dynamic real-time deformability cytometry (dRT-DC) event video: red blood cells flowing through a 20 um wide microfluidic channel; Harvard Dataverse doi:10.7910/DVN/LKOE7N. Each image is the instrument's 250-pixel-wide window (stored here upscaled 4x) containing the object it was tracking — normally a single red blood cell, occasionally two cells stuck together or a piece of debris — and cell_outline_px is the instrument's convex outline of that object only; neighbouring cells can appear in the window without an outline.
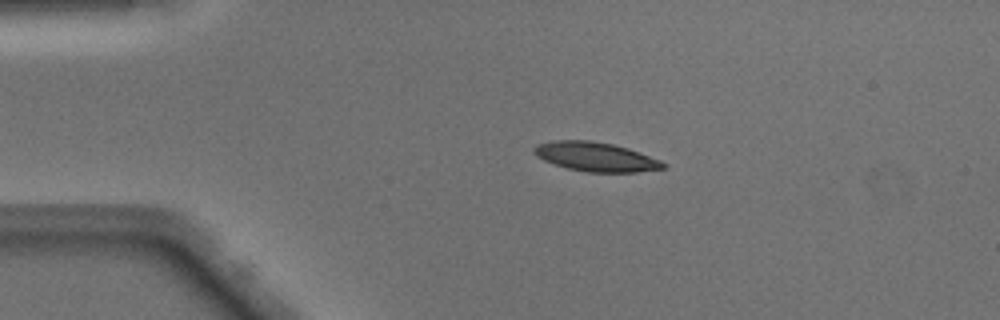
{"species": "Egyptian fruit bat (a non-hibernating species)", "species_latin": "Rousettus aegyptiacus", "temperature_condition": "warm", "stored_images_in_passage": 49, "camera_frame_rate_fps": 3000, "um_per_image_px": 0.085, "animal": {"sex": "male"}, "frame": {"image": 1, "passage_image": 10, "time_ms": 3.0, "image_size_px": [1000, 320], "cell_outline_px": [[668, 164], [664, 168], [636, 172], [588, 172], [568, 168], [544, 160], [536, 156], [532, 152], [532, 148], [536, 144], [556, 140], [592, 140], [612, 144], [628, 148], [660, 160]], "centroid_in_image_um": [50.62, 13.32], "position_along_channel_um": 34.4, "area_um2": 21.91}}
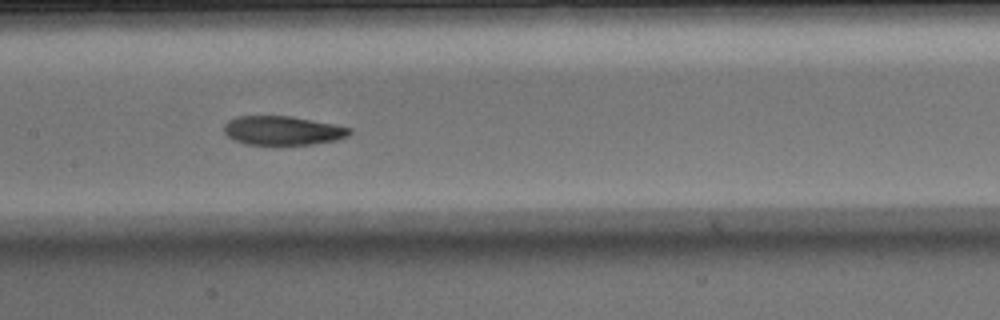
{"frame": {"image": 2, "passage_image": 24, "time_ms": 7.667, "image_size_px": [1000, 320], "cell_outline_px": [[352, 132], [348, 136], [336, 140], [312, 144], [280, 148], [244, 144], [228, 136], [224, 132], [224, 124], [228, 120], [236, 116], [292, 116], [352, 128]], "centroid_in_image_um": [24.01, 11.14], "position_along_channel_um": 183.4, "area_um2": 22.08}}
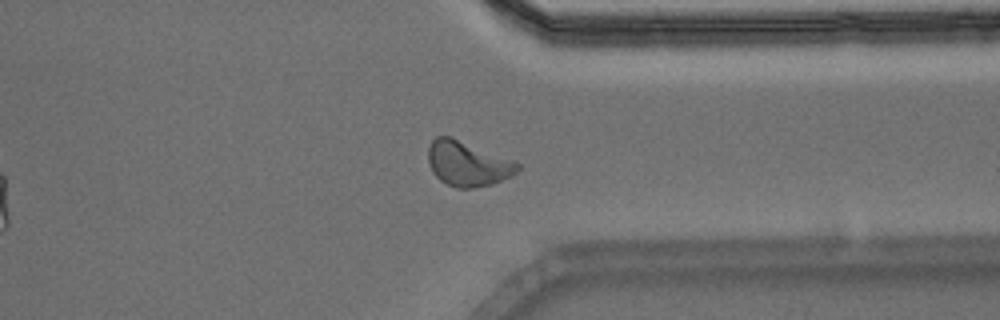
{"frame": {"image": 3, "passage_image": 38, "time_ms": 12.333, "image_size_px": [1000, 320], "cell_outline_px": [[520, 168], [512, 176], [492, 184], [472, 188], [456, 188], [440, 180], [432, 172], [428, 160], [428, 148], [432, 140], [436, 136], [448, 136], [520, 164]], "centroid_in_image_um": [39.71, 13.94], "position_along_channel_um": 371.7, "area_um2": 22.83}, "authors_computed_cell_mechanics": {"area_um2": 22.0796, "velocity_mm_per_s": 4.0732, "shape_relaxation_time_tau1_ms": 2.9703, "shape_relaxation_time_tau2_ms": 3.1741, "deformation_change_tau1": 0.1549, "deformation_change_tau2": 0.0952}}